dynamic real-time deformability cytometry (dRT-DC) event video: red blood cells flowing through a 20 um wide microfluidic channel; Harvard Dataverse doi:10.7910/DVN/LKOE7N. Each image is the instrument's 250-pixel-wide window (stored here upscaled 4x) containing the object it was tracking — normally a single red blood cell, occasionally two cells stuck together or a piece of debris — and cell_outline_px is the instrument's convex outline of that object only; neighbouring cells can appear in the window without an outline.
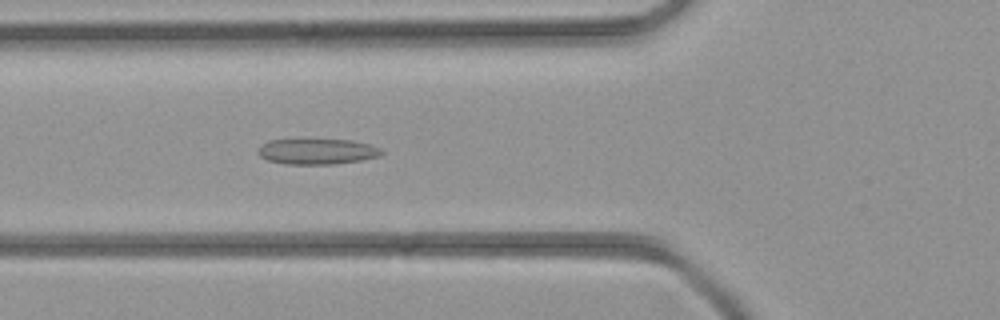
{"species": "common noctule bat (a hibernating species)", "species_latin": "Nyctalus noctula", "temperature_condition": "room temperature", "stored_images_in_passage": 40, "camera_frame_rate_fps": 3000, "um_per_image_px": 0.085, "animal": {"sex": "female", "body_mass_g": 21.9}, "frame": {"image": 1, "passage_image": 13, "time_ms": 4.0, "image_size_px": [1000, 320], "cell_outline_px": [[384, 152], [380, 156], [360, 160], [332, 164], [284, 164], [268, 160], [260, 156], [256, 152], [260, 144], [268, 140], [352, 140], [372, 144], [380, 148]], "centroid_in_image_um": [26.94, 12.87], "position_along_channel_um": 98.9, "area_um2": 18.5}}
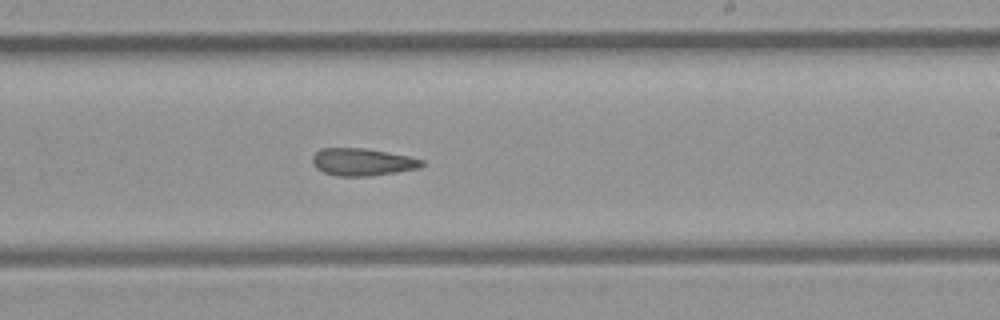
{"frame": {"image": 2, "passage_image": 23, "time_ms": 7.333, "image_size_px": [1000, 320], "cell_outline_px": [[424, 164], [420, 168], [396, 172], [368, 176], [336, 176], [324, 172], [316, 168], [312, 164], [312, 156], [320, 148], [364, 148], [408, 156], [424, 160]], "centroid_in_image_um": [30.78, 13.77], "position_along_channel_um": 258.2, "area_um2": 17.46}}
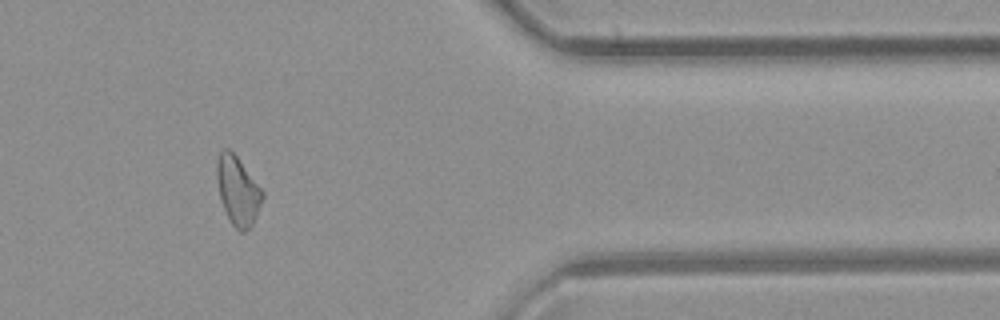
{"frame": {"image": 3, "passage_image": 33, "time_ms": 10.667, "image_size_px": [1000, 320], "cell_outline_px": [[264, 196], [252, 224], [244, 232], [240, 232], [232, 224], [224, 208], [220, 196], [216, 176], [216, 164], [220, 152], [224, 148], [228, 148], [236, 156], [264, 192]], "centroid_in_image_um": [20.2, 16.2], "position_along_channel_um": 391.2, "area_um2": 17.8}}